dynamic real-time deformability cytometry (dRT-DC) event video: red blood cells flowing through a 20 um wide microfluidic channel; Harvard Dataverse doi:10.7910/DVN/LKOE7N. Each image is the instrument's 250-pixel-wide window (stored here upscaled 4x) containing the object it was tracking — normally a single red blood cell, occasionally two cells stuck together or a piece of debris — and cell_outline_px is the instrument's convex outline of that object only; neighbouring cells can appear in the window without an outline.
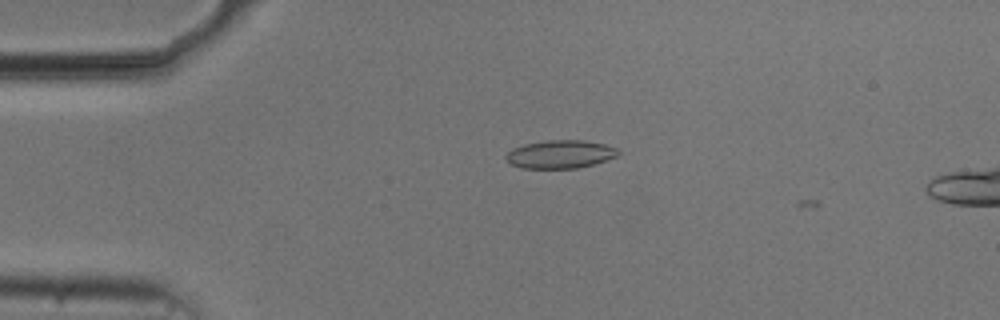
{"species": "common noctule bat (a hibernating species)", "species_latin": "Nyctalus noctula", "temperature_condition": "cold", "stored_images_in_passage": 5, "camera_frame_rate_fps": 3000, "um_per_image_px": 0.085, "animal": {"sex": "male", "body_mass_g": 20.5, "forearm_length_mm": 52.5}, "frame": {"image": 1, "passage_image": 2, "time_ms": 0.333, "image_size_px": [1000, 320], "cell_outline_px": [[620, 152], [616, 156], [592, 164], [576, 168], [520, 168], [512, 164], [504, 156], [512, 148], [524, 144], [548, 140], [584, 140], [604, 144], [616, 148]], "centroid_in_image_um": [47.59, 13.1], "position_along_channel_um": 37.4, "area_um2": 18.21}}